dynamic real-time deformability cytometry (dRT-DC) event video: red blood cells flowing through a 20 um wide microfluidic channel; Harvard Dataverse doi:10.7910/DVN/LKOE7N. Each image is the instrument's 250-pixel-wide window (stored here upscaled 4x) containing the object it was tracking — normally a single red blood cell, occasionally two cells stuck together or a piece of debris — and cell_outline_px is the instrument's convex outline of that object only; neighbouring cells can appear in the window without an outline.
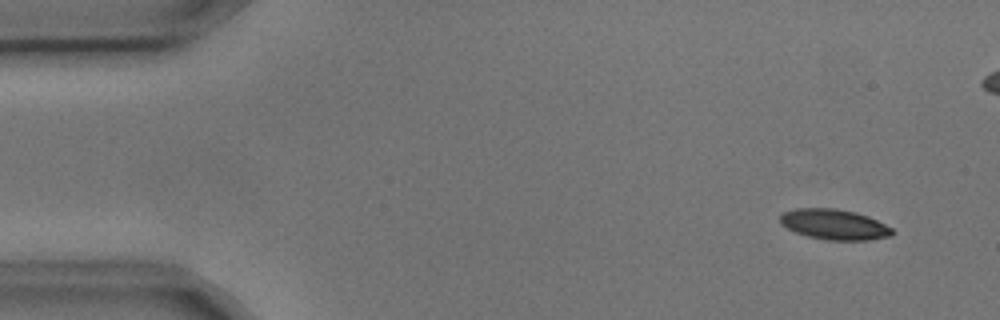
{"species": "common noctule bat (a hibernating species)", "species_latin": "Nyctalus noctula", "temperature_condition": "cold", "stored_images_in_passage": 6, "camera_frame_rate_fps": 3000, "um_per_image_px": 0.085, "animal": {"sex": "male", "body_mass_g": 17.9, "forearm_length_mm": 54.2}, "frame": {"image": 1, "passage_image": 1, "time_ms": 0.0, "image_size_px": [1000, 320], "cell_outline_px": [[896, 232], [892, 236], [868, 240], [828, 240], [808, 236], [796, 232], [780, 224], [780, 216], [784, 212], [796, 208], [836, 208], [856, 212], [868, 216], [892, 228]], "centroid_in_image_um": [70.94, 19.07], "position_along_channel_um": 14.1, "area_um2": 19.88}}